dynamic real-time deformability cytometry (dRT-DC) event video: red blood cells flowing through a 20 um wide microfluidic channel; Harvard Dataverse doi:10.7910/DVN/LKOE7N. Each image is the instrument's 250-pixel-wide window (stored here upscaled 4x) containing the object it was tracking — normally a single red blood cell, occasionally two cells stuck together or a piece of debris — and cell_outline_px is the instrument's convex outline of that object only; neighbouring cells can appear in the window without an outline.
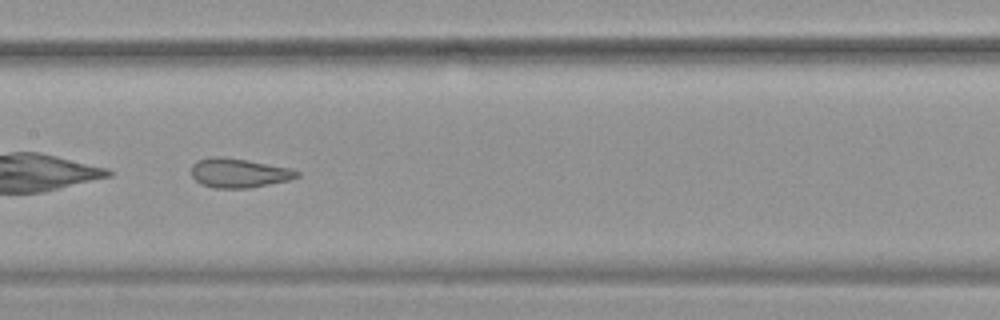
{"species": "common noctule bat (a hibernating species)", "species_latin": "Nyctalus noctula", "temperature_condition": "warm", "stored_images_in_passage": 33, "camera_frame_rate_fps": 3000, "um_per_image_px": 0.085, "animal": {"sex": "female", "body_mass_g": 19.9}, "frame": {"image": 1, "passage_image": 10, "time_ms": 3.0, "image_size_px": [1000, 320], "cell_outline_px": [[300, 176], [288, 180], [248, 188], [212, 188], [200, 184], [192, 176], [192, 164], [196, 160], [212, 156], [220, 156], [292, 168], [300, 172]], "centroid_in_image_um": [20.28, 14.7], "position_along_channel_um": 187.1, "area_um2": 17.98}, "authors_computed_cell_mechanics": {"area_um2": 18.6116, "velocity_mm_per_s": 3.7867, "shape_relaxation_time_tau1_ms": null, "shape_relaxation_time_tau2_ms": 1.0041, "deformation_change_tau1": null, "deformation_change_tau2": 0.077}}